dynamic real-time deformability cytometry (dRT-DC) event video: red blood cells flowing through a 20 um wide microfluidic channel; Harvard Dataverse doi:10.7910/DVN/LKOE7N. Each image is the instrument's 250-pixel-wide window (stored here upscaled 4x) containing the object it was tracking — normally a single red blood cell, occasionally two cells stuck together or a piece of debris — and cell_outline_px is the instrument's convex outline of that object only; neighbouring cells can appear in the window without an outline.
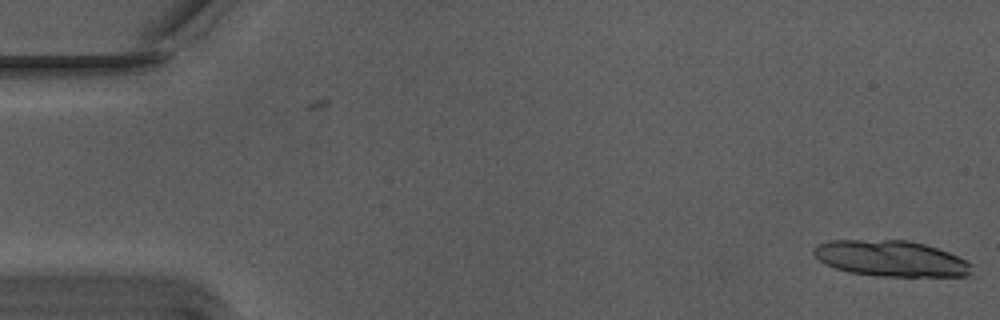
{"species": "Egyptian fruit bat (a non-hibernating species)", "species_latin": "Rousettus aegyptiacus", "temperature_condition": "warm", "stored_images_in_passage": 3, "camera_frame_rate_fps": 3000, "um_per_image_px": 0.085, "animal": {"sex": "male"}, "frame": {"image": 1, "passage_image": 3, "time_ms": 0.667, "image_size_px": [1000, 320], "cell_outline_px": [[972, 276], [876, 276], [848, 272], [836, 268], [820, 260], [812, 252], [812, 248], [816, 244], [828, 240], [908, 240], [924, 244], [948, 252], [972, 264]], "centroid_in_image_um": [75.71, 21.97], "position_along_channel_um": 9.3, "area_um2": 33.06}}